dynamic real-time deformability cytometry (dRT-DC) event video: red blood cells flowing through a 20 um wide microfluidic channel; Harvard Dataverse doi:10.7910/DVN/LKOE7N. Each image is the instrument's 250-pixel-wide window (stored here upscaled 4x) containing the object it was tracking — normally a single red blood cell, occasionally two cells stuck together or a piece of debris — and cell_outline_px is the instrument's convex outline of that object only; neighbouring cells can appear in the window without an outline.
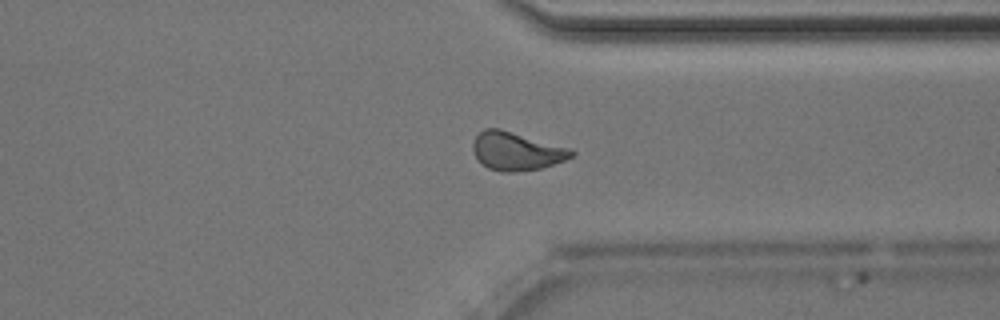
{"species": "Egyptian fruit bat (a non-hibernating species)", "species_latin": "Rousettus aegyptiacus", "temperature_condition": "room temperature", "stored_images_in_passage": 44, "camera_frame_rate_fps": 3000, "um_per_image_px": 0.085, "animal": {"sex": "male"}, "frame": {"image": 1, "passage_image": 38, "time_ms": 12.333, "image_size_px": [1000, 320], "cell_outline_px": [[576, 152], [572, 156], [564, 160], [540, 168], [512, 172], [500, 172], [488, 168], [480, 164], [472, 152], [472, 144], [476, 136], [484, 128], [500, 128], [572, 148]], "centroid_in_image_um": [43.87, 12.84], "position_along_channel_um": 367.5, "area_um2": 22.2}}